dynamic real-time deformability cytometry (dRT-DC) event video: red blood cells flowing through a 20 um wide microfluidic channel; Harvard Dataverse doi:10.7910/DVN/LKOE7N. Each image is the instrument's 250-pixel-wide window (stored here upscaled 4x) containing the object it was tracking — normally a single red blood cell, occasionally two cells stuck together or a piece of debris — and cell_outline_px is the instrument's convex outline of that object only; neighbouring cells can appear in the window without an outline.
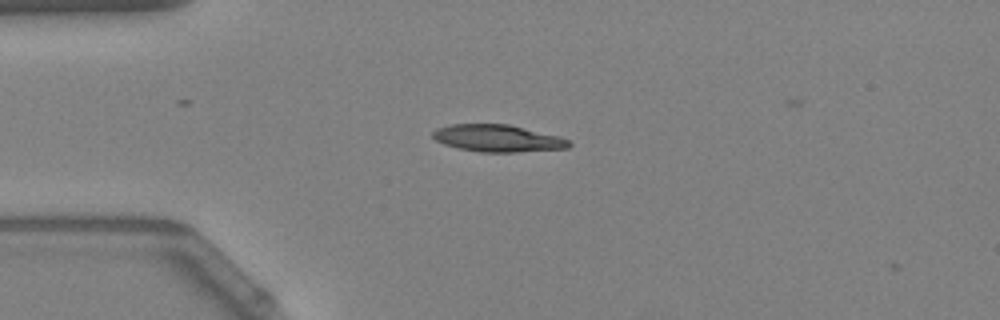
{"species": "Egyptian fruit bat (a non-hibernating species)", "species_latin": "Rousettus aegyptiacus", "temperature_condition": "warm", "stored_images_in_passage": 2, "camera_frame_rate_fps": 3000, "um_per_image_px": 0.085, "animal": {"sex": "female"}, "frame": {"image": 1, "passage_image": 1, "time_ms": 0.0, "image_size_px": [1000, 320], "cell_outline_px": [[572, 144], [568, 148], [516, 152], [480, 152], [460, 148], [444, 144], [436, 140], [432, 136], [432, 132], [436, 128], [448, 124], [508, 124], [560, 136], [568, 140]], "centroid_in_image_um": [42.3, 11.75], "position_along_channel_um": 42.7, "area_um2": 21.5}}